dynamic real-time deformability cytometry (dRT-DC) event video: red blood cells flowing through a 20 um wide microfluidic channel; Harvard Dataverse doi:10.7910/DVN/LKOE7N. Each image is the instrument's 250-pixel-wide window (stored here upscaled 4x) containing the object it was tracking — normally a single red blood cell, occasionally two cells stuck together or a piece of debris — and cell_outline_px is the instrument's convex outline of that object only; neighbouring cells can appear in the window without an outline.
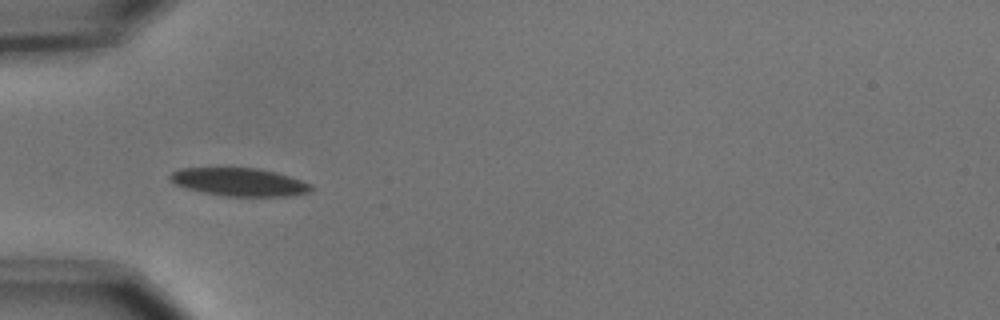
{"species": "common noctule bat (a hibernating species)", "species_latin": "Nyctalus noctula", "temperature_condition": "cold", "stored_images_in_passage": 14, "camera_frame_rate_fps": 3000, "um_per_image_px": 0.085, "animal": {"sex": "male", "body_mass_g": 15.6}, "frame": {"image": 1, "passage_image": 1, "time_ms": 0.0, "image_size_px": [1000, 320], "cell_outline_px": [[312, 192], [288, 196], [224, 196], [204, 192], [188, 188], [176, 184], [168, 176], [172, 172], [180, 168], [220, 164], [260, 168], [276, 172], [312, 184]], "centroid_in_image_um": [20.3, 15.41], "position_along_channel_um": 64.7, "area_um2": 24.04}}
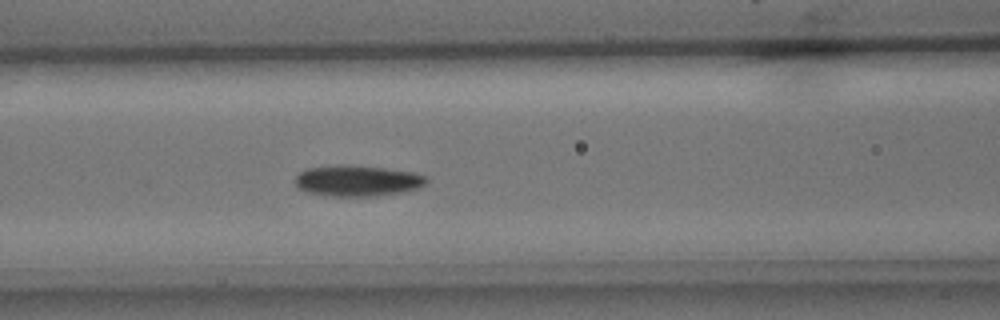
{"frame": {"image": 2, "passage_image": 7, "time_ms": 2.0, "image_size_px": [1000, 320], "cell_outline_px": [[428, 180], [424, 184], [416, 188], [404, 192], [376, 196], [324, 196], [304, 192], [296, 184], [296, 176], [304, 168], [336, 164], [348, 164], [384, 168], [412, 172], [424, 176]], "centroid_in_image_um": [30.31, 15.36], "position_along_channel_um": 136.3, "area_um2": 23.93}}
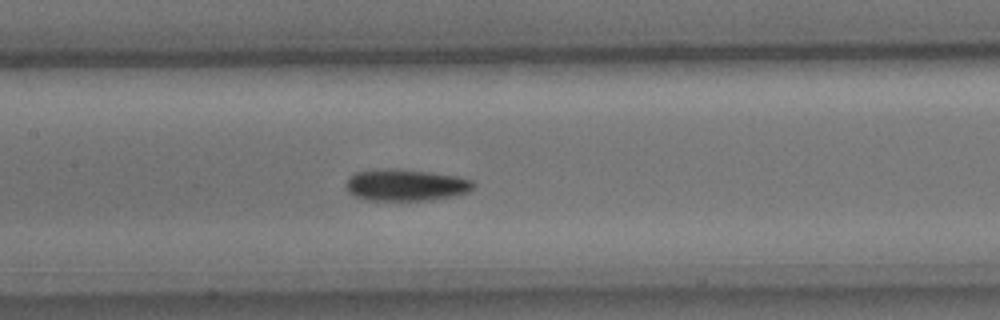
{"frame": {"image": 3, "passage_image": 10, "time_ms": 3.0, "image_size_px": [1000, 320], "cell_outline_px": [[476, 184], [468, 192], [456, 196], [428, 200], [364, 200], [348, 192], [344, 184], [348, 176], [356, 172], [384, 168], [400, 168], [456, 176], [472, 180]], "centroid_in_image_um": [34.46, 15.72], "position_along_channel_um": 172.9, "area_um2": 23.81}}